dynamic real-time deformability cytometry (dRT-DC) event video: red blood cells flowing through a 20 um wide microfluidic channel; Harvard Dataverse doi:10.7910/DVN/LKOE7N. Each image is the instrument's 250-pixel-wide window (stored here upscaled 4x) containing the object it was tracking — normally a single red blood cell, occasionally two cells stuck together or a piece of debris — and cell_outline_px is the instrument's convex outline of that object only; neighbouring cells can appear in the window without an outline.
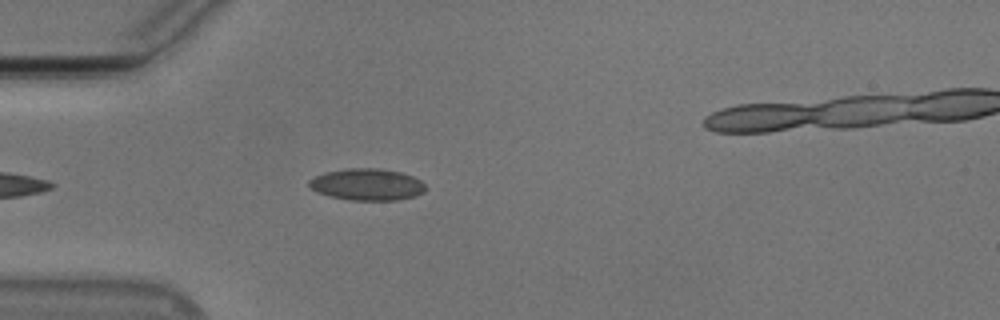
{"species": "Egyptian fruit bat (a non-hibernating species)", "species_latin": "Rousettus aegyptiacus", "temperature_condition": "cold", "stored_images_in_passage": 10, "camera_frame_rate_fps": 3000, "um_per_image_px": 0.085, "animal": {"sex": "male"}, "frame": {"image": 1, "passage_image": 5, "time_ms": 1.333, "image_size_px": [1000, 320], "cell_outline_px": [[424, 192], [416, 196], [396, 200], [352, 200], [332, 196], [316, 192], [308, 184], [308, 180], [324, 172], [344, 168], [376, 168], [400, 172], [412, 176], [420, 180], [424, 184]], "centroid_in_image_um": [31.19, 15.67], "position_along_channel_um": 53.8, "area_um2": 21.44}}